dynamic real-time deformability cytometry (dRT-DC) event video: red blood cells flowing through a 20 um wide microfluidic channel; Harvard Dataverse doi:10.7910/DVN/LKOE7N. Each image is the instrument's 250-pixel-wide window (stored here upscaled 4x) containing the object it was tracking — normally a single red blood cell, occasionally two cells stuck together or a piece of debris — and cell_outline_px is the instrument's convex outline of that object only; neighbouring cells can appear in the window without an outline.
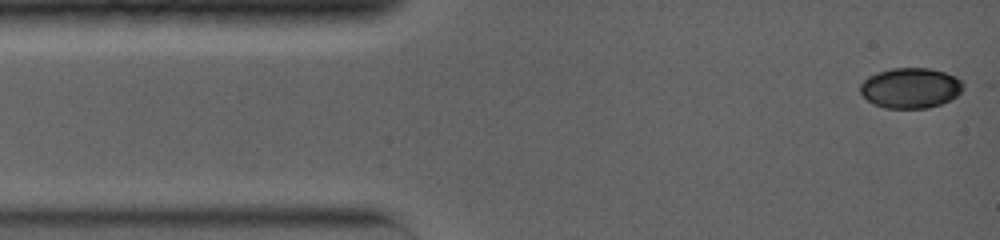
{"species": "common noctule bat (a hibernating species)", "species_latin": "Nyctalus noctula", "temperature_condition": "warm", "stored_images_in_passage": 11, "camera_frame_rate_fps": 5000, "um_per_image_px": 0.085, "animal": {"sex": "female", "body_mass_g": 19.0, "forearm_length_mm": 56.7}, "frame": {"image": 1, "passage_image": 1, "time_ms": 0.0, "image_size_px": [1000, 240], "cell_outline_px": [[964, 88], [956, 96], [940, 104], [928, 108], [884, 108], [872, 104], [860, 92], [860, 84], [868, 76], [876, 72], [892, 68], [928, 68], [944, 72], [956, 76], [964, 84]], "centroid_in_image_um": [77.38, 7.47], "position_along_channel_um": 7.6, "area_um2": 24.28}}
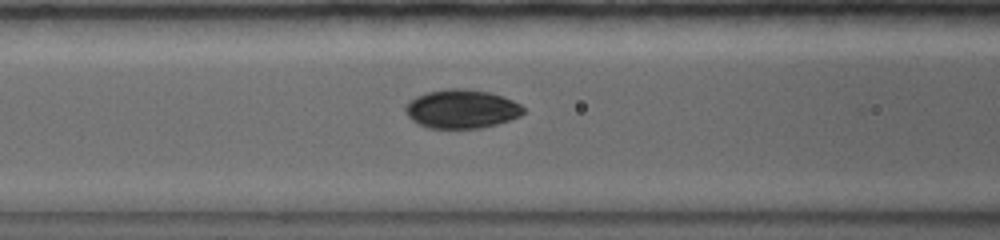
{"frame": {"image": 2, "passage_image": 9, "time_ms": 4.8, "image_size_px": [1000, 240], "cell_outline_px": [[524, 112], [520, 116], [496, 124], [480, 128], [428, 128], [412, 120], [408, 116], [404, 108], [404, 104], [408, 100], [416, 96], [428, 92], [448, 88], [464, 88], [488, 92], [512, 100], [520, 104], [524, 108]], "centroid_in_image_um": [39.2, 9.25], "position_along_channel_um": 127.4, "area_um2": 26.59}}
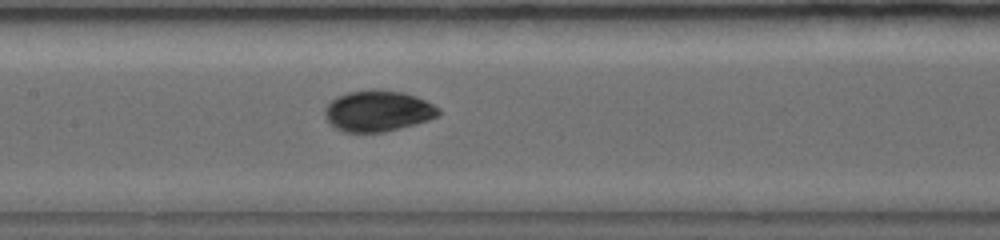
{"frame": {"image": 3, "passage_image": 11, "time_ms": 6.0, "image_size_px": [1000, 240], "cell_outline_px": [[440, 112], [436, 116], [428, 120], [400, 128], [384, 132], [344, 132], [336, 128], [324, 116], [324, 108], [336, 96], [348, 92], [372, 88], [404, 92], [416, 96], [440, 108]], "centroid_in_image_um": [32.1, 9.41], "position_along_channel_um": 175.3, "area_um2": 27.22}}